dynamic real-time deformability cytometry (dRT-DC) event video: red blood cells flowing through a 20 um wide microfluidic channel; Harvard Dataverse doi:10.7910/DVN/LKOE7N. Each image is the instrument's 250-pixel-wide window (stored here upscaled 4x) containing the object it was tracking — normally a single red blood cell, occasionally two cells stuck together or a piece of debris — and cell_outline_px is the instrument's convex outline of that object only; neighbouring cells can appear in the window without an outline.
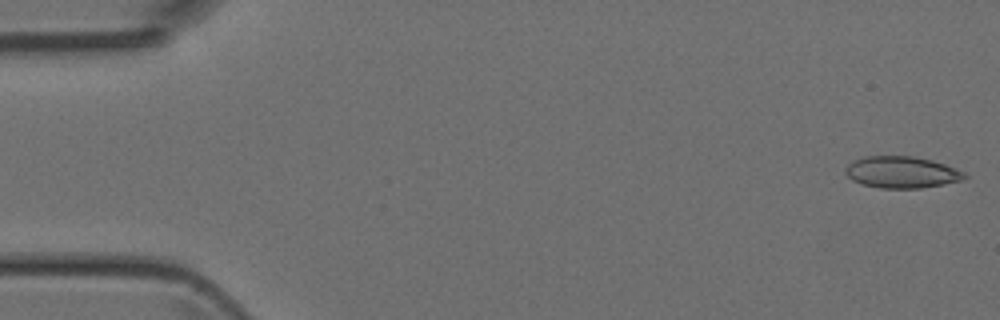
{"species": "Egyptian fruit bat (a non-hibernating species)", "species_latin": "Rousettus aegyptiacus", "temperature_condition": "room temperature", "stored_images_in_passage": 47, "camera_frame_rate_fps": 3000, "um_per_image_px": 0.085, "animal": {"sex": "female"}, "frame": {"image": 1, "passage_image": 1, "time_ms": 0.0, "image_size_px": [1000, 320], "cell_outline_px": [[968, 176], [964, 180], [944, 184], [920, 188], [880, 188], [864, 184], [852, 180], [844, 172], [844, 168], [852, 160], [864, 156], [912, 156], [932, 160], [956, 168], [964, 172]], "centroid_in_image_um": [76.64, 14.63], "position_along_channel_um": 8.4, "area_um2": 22.08}}
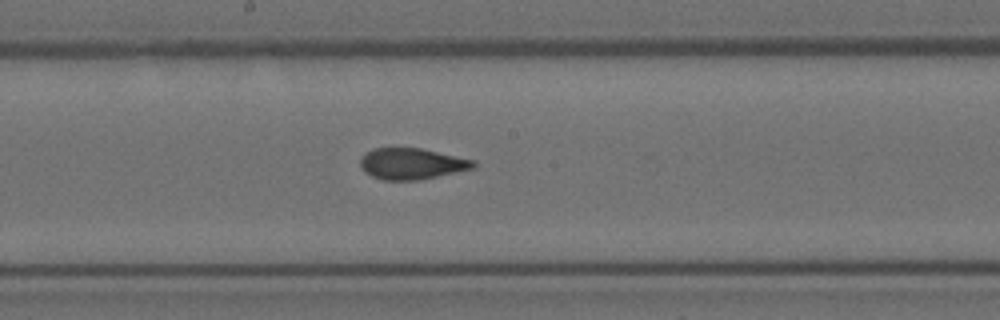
{"frame": {"image": 2, "passage_image": 25, "time_ms": 8.0, "image_size_px": [1000, 320], "cell_outline_px": [[476, 168], [420, 180], [380, 180], [364, 172], [360, 168], [360, 156], [364, 152], [372, 148], [420, 148], [476, 160]], "centroid_in_image_um": [34.98, 13.92], "position_along_channel_um": 213.2, "area_um2": 20.92}}
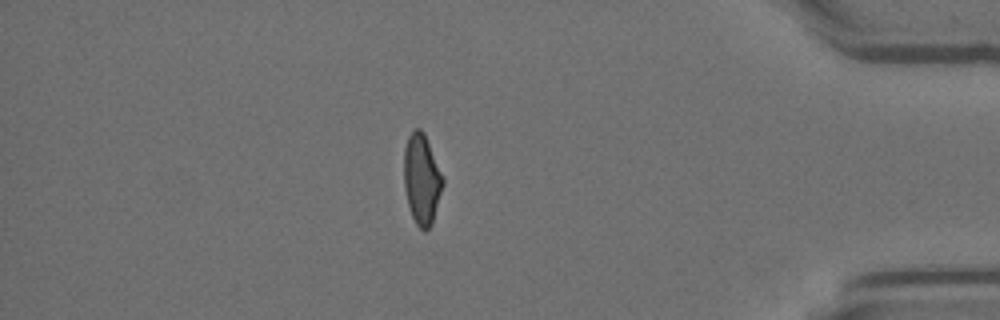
{"frame": {"image": 3, "passage_image": 41, "time_ms": 13.333, "image_size_px": [1000, 320], "cell_outline_px": [[444, 184], [432, 224], [424, 232], [416, 224], [412, 216], [408, 204], [404, 188], [404, 148], [408, 136], [412, 128], [420, 128], [424, 132], [444, 180]], "centroid_in_image_um": [35.84, 15.22], "position_along_channel_um": 399.4, "area_um2": 20.52}}